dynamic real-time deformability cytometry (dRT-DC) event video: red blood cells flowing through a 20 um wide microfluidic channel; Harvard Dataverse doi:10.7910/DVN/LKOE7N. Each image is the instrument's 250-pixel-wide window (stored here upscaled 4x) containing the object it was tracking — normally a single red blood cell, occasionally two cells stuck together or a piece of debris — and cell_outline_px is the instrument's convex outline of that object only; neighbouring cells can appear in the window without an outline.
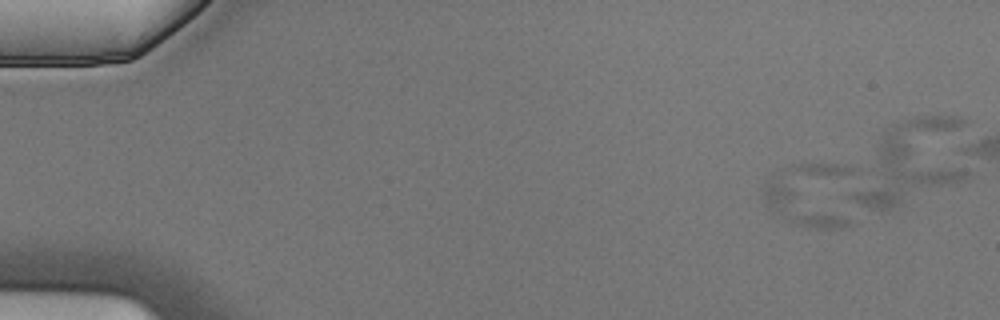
{"species": "Egyptian fruit bat (a non-hibernating species)", "species_latin": "Rousettus aegyptiacus", "temperature_condition": "cold", "stored_images_in_passage": 5, "segment_of_instrument_passage": [1, 2], "camera_frame_rate_fps": 3000, "um_per_image_px": 0.085, "animal": {"sex": "male"}, "frame": {"image": 1, "passage_image": 1, "time_ms": 0.0, "image_size_px": [1000, 320], "cell_outline_px": [[860, 172], [848, 224], [836, 228], [816, 228], [788, 224], [768, 212], [764, 200], [764, 188], [772, 176], [796, 164], [848, 164], [856, 168]], "centroid_in_image_um": [69.1, 16.56], "position_along_channel_um": 15.9, "area_um2": 36.76}}